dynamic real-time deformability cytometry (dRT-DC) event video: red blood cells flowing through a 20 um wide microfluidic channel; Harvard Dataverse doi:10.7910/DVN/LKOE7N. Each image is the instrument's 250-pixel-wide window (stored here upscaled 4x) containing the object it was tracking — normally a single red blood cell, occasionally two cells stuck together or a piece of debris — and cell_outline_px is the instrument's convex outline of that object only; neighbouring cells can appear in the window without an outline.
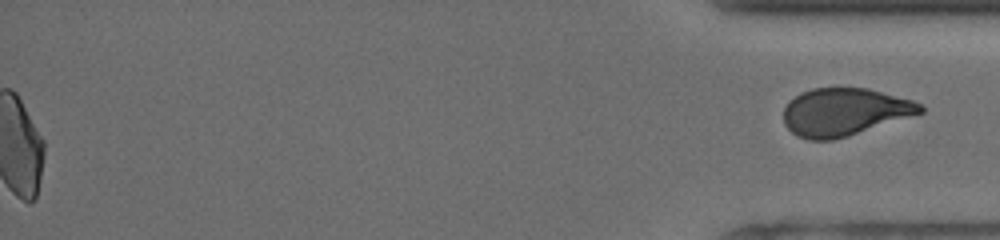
{"species": "human", "species_latin": "Homo sapiens", "temperature_condition": "cold", "stored_images_in_passage": 57, "segment_of_instrument_passage": [2, 2], "camera_frame_rate_fps": 3000, "um_per_image_px": 0.085, "donor": {"sex": "male"}, "frame": {"image": 1, "passage_image": 57, "time_ms": 18.667, "image_size_px": [1000, 240], "cell_outline_px": [[924, 112], [848, 136], [832, 140], [808, 140], [796, 136], [784, 124], [784, 108], [788, 100], [800, 92], [812, 88], [868, 88], [912, 100], [920, 104], [924, 108]], "centroid_in_image_um": [71.74, 9.51], "position_along_channel_um": 363.5, "area_um2": 37.97}}